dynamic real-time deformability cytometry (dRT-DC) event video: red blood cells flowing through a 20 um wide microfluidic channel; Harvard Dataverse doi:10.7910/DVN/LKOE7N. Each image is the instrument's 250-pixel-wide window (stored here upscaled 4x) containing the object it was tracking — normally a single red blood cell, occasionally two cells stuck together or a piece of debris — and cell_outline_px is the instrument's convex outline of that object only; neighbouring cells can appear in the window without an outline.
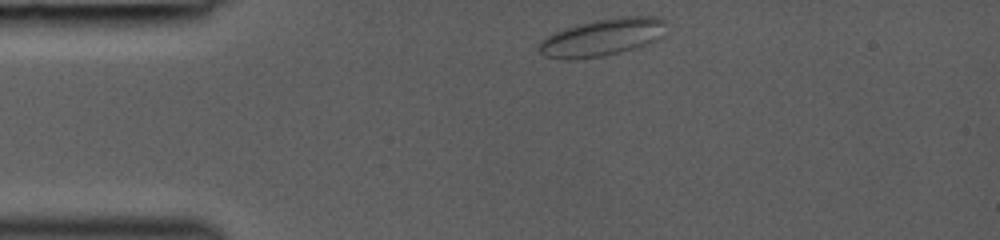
{"species": "common noctule bat (a hibernating species)", "species_latin": "Nyctalus noctula", "temperature_condition": "room temperature", "stored_images_in_passage": 34, "camera_frame_rate_fps": 3000, "um_per_image_px": 0.085, "animal": {"sex": "female", "body_mass_g": 19.0, "forearm_length_mm": 53.3}, "frame": {"image": 1, "passage_image": 1, "time_ms": 0.0, "image_size_px": [1000, 240], "cell_outline_px": [[664, 36], [660, 40], [636, 48], [604, 56], [572, 60], [568, 60], [544, 56], [536, 48], [540, 40], [552, 32], [580, 24], [596, 20], [620, 16], [656, 16], [664, 20]], "centroid_in_image_um": [51.19, 3.18], "position_along_channel_um": 33.8, "area_um2": 28.03}}
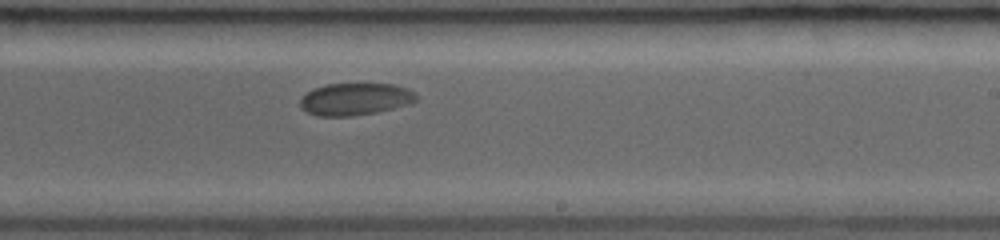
{"frame": {"image": 2, "passage_image": 20, "time_ms": 6.333, "image_size_px": [1000, 240], "cell_outline_px": [[416, 100], [412, 104], [376, 112], [352, 116], [320, 116], [308, 112], [300, 108], [300, 100], [308, 92], [324, 84], [392, 84], [408, 88], [416, 92]], "centroid_in_image_um": [30.23, 8.42], "position_along_channel_um": 258.8, "area_um2": 21.73}}
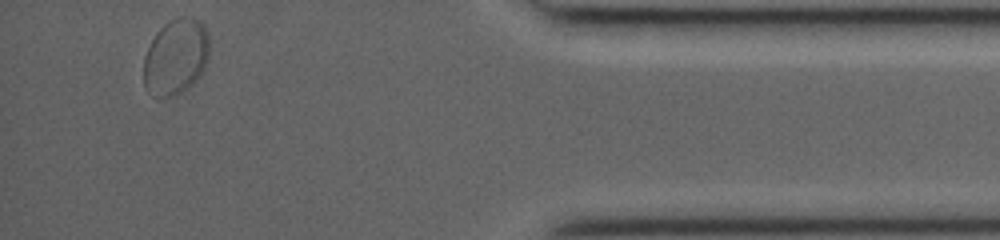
{"frame": {"image": 3, "passage_image": 34, "time_ms": 11.0, "image_size_px": [1000, 240], "cell_outline_px": [[208, 60], [200, 76], [188, 88], [176, 96], [160, 96], [144, 88], [144, 56], [156, 32], [168, 20], [176, 16], [192, 16], [200, 20], [204, 24], [208, 32]], "centroid_in_image_um": [14.97, 4.78], "position_along_channel_um": 420.2, "area_um2": 29.3}}